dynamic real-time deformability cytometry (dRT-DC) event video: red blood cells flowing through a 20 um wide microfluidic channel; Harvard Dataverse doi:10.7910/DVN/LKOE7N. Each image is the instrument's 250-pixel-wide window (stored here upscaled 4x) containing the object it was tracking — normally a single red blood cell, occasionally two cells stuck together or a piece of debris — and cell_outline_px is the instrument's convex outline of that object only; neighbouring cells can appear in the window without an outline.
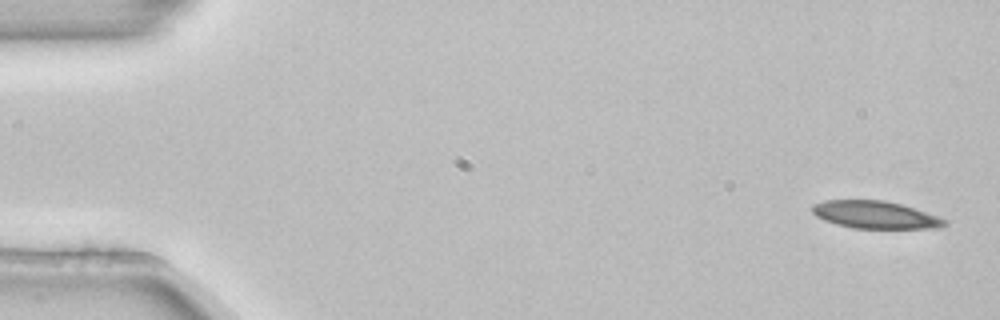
{"species": "common noctule bat (a hibernating species)", "species_latin": "Nyctalus noctula", "temperature_condition": "room temperature", "stored_images_in_passage": 4, "camera_frame_rate_fps": 3000, "um_per_image_px": 0.085, "animal": {"sex": "female", "body_mass_g": 22.7, "forearm_length_mm": 54.2}, "frame": {"image": 1, "passage_image": 1, "time_ms": 0.0, "image_size_px": [1000, 320], "cell_outline_px": [[948, 224], [940, 228], [852, 228], [836, 224], [824, 220], [816, 216], [812, 212], [812, 204], [824, 200], [884, 200], [900, 204], [948, 220]], "centroid_in_image_um": [74.36, 18.26], "position_along_channel_um": 10.6, "area_um2": 21.1}}
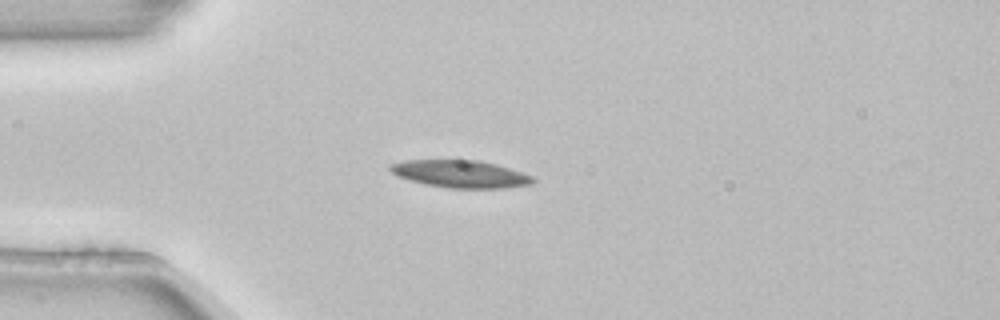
{"frame": {"image": 2, "passage_image": 3, "time_ms": 0.667, "image_size_px": [1000, 320], "cell_outline_px": [[536, 180], [532, 184], [504, 188], [448, 188], [424, 184], [408, 180], [396, 176], [388, 168], [388, 164], [404, 160], [476, 160], [496, 164], [532, 176]], "centroid_in_image_um": [39.08, 14.79], "position_along_channel_um": 45.9, "area_um2": 22.89}}
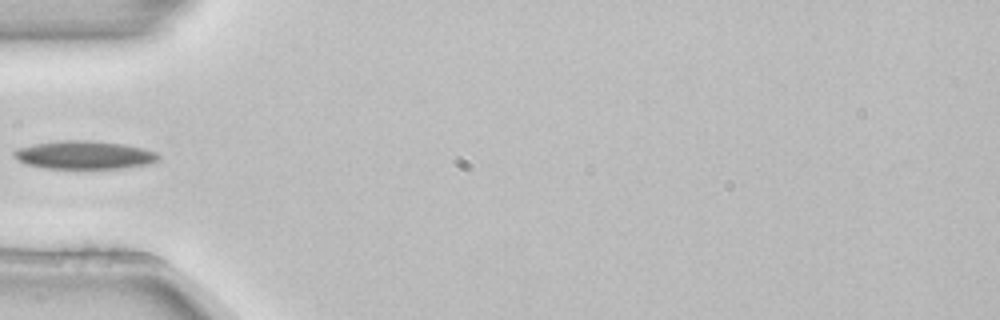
{"frame": {"image": 3, "passage_image": 4, "time_ms": 1.0, "image_size_px": [1000, 320], "cell_outline_px": [[160, 156], [156, 160], [148, 164], [120, 168], [48, 168], [24, 164], [12, 156], [12, 152], [16, 148], [32, 144], [60, 140], [88, 140], [124, 144], [156, 152]], "centroid_in_image_um": [7.08, 13.16], "position_along_channel_um": 77.9, "area_um2": 23.7}}